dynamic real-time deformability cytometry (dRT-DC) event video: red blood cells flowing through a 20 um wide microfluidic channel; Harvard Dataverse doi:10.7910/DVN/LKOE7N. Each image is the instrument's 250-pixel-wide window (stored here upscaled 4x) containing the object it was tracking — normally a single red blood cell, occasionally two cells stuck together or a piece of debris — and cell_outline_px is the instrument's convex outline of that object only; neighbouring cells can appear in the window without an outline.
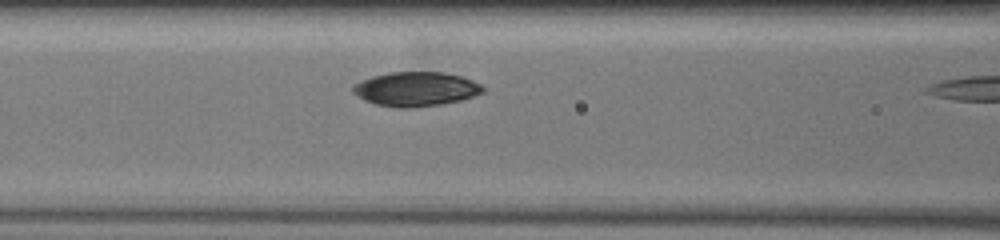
{"species": "common noctule bat (a hibernating species)", "species_latin": "Nyctalus noctula", "temperature_condition": "warm", "stored_images_in_passage": 4, "camera_frame_rate_fps": 3000, "um_per_image_px": 0.085, "animal": {"sex": "female", "body_mass_g": 19.5, "forearm_length_mm": 54.1}, "frame": {"image": 1, "passage_image": 3, "time_ms": 0.667, "image_size_px": [1000, 240], "cell_outline_px": [[484, 92], [460, 100], [440, 104], [376, 104], [352, 92], [352, 84], [360, 80], [372, 76], [388, 72], [444, 72], [460, 76], [472, 80], [480, 84], [484, 88]], "centroid_in_image_um": [35.36, 7.49], "position_along_channel_um": 131.2, "area_um2": 24.74}}